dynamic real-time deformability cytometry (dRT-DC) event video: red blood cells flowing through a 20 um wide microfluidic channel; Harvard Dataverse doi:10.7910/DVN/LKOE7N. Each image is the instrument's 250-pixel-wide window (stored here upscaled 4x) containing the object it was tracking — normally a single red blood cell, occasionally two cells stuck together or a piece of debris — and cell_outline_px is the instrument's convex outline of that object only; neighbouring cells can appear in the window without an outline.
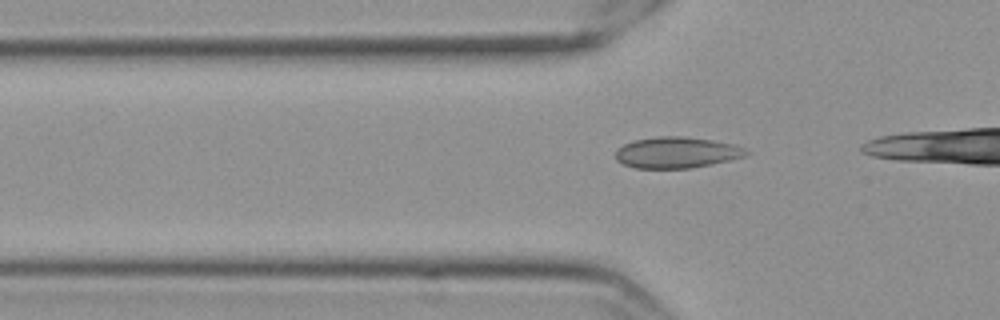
{"species": "Egyptian fruit bat (a non-hibernating species)", "species_latin": "Rousettus aegyptiacus", "temperature_condition": "cold", "stored_images_in_passage": 11, "camera_frame_rate_fps": 3000, "um_per_image_px": 0.085, "frame": {"image": 1, "passage_image": 5, "time_ms": 1.333, "image_size_px": [1000, 320], "cell_outline_px": [[752, 152], [748, 156], [712, 164], [692, 168], [636, 168], [624, 164], [616, 160], [616, 148], [624, 144], [636, 140], [656, 136], [684, 136], [712, 140], [736, 144]], "centroid_in_image_um": [57.57, 12.96], "position_along_channel_um": 68.2, "area_um2": 23.93}}
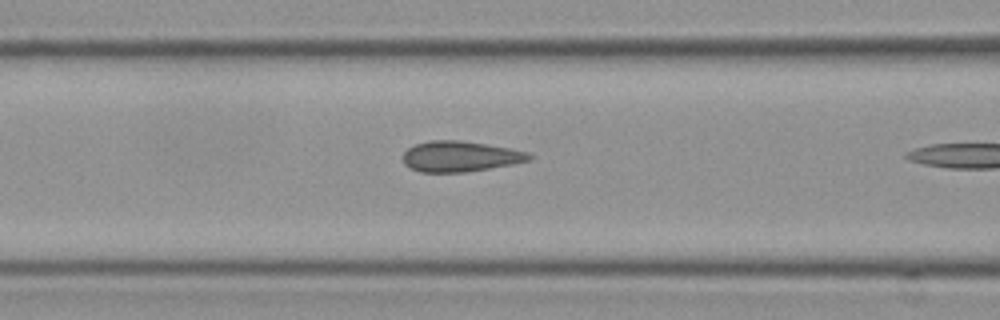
{"frame": {"image": 2, "passage_image": 10, "time_ms": 3.0, "image_size_px": [1000, 320], "cell_outline_px": [[532, 160], [512, 164], [464, 172], [420, 172], [404, 164], [404, 152], [408, 148], [416, 144], [432, 140], [460, 140], [488, 144], [528, 152], [532, 156]], "centroid_in_image_um": [39.12, 13.29], "position_along_channel_um": 127.5, "area_um2": 22.31}}